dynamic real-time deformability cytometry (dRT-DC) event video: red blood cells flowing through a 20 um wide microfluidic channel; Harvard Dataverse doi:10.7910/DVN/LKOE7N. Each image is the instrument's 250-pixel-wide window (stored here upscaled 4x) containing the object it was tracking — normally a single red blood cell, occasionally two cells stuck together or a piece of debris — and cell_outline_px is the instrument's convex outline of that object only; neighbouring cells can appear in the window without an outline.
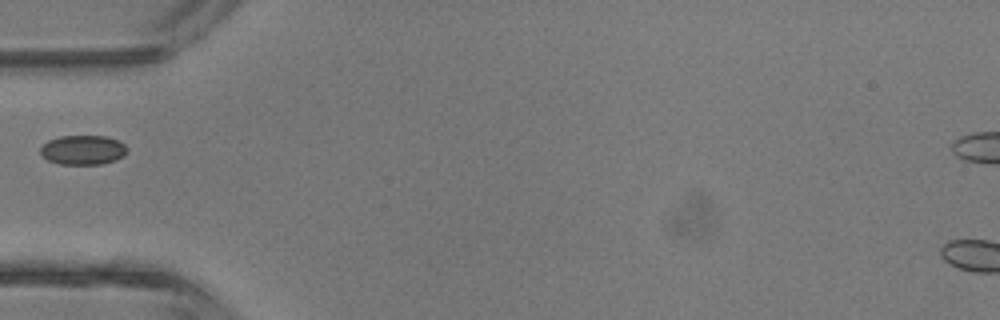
{"species": "common noctule bat (a hibernating species)", "species_latin": "Nyctalus noctula", "temperature_condition": "room temperature", "stored_images_in_passage": 1, "camera_frame_rate_fps": 3000, "um_per_image_px": 0.085, "animal": {"sex": "male", "body_mass_g": 13.3}, "frame": {"image": 1, "passage_image": 1, "time_ms": 0.0, "image_size_px": [1000, 320], "cell_outline_px": [[128, 148], [124, 156], [116, 160], [100, 164], [60, 164], [48, 160], [40, 156], [40, 148], [48, 140], [60, 136], [104, 136], [116, 140], [124, 144]], "centroid_in_image_um": [7.03, 12.75], "position_along_channel_um": 78.0, "area_um2": 14.91}}